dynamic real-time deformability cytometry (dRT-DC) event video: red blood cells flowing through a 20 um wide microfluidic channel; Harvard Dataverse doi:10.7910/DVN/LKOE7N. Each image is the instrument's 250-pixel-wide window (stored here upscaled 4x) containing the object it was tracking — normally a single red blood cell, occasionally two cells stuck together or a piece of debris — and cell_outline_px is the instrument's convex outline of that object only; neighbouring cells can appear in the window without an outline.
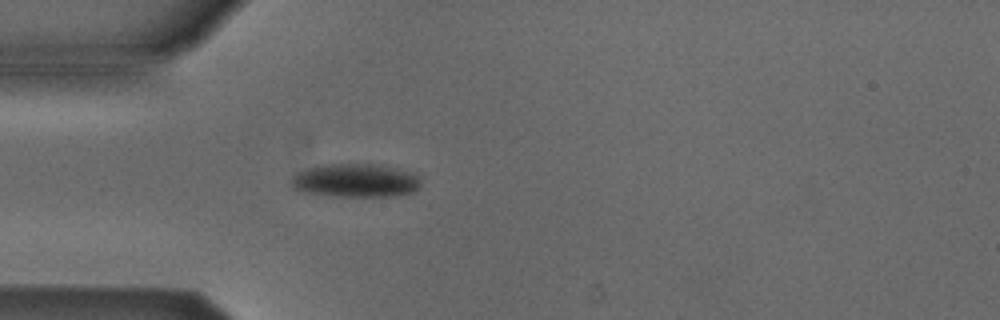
{"species": "Egyptian fruit bat (a non-hibernating species)", "species_latin": "Rousettus aegyptiacus", "temperature_condition": "cold", "stored_images_in_passage": 4, "camera_frame_rate_fps": 3000, "um_per_image_px": 0.085, "animal": {"sex": "male"}, "frame": {"image": 1, "passage_image": 4, "time_ms": 3.333, "image_size_px": [1000, 320], "cell_outline_px": [[420, 184], [412, 192], [392, 196], [328, 196], [300, 192], [292, 188], [288, 180], [296, 172], [308, 168], [324, 164], [380, 164], [412, 172], [420, 176]], "centroid_in_image_um": [30.15, 15.34], "position_along_channel_um": 54.9, "area_um2": 25.72}}